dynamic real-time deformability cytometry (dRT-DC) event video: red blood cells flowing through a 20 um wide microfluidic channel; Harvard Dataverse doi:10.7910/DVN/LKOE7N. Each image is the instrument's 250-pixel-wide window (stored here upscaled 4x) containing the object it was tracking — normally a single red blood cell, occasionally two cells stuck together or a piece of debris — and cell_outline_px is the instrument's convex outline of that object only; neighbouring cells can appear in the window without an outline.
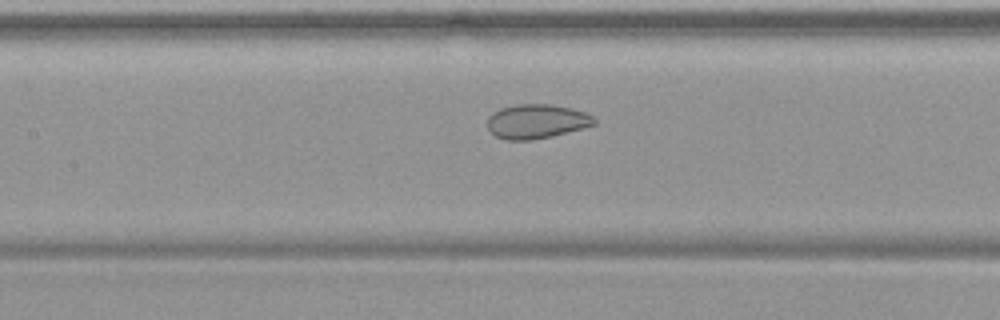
{"species": "common noctule bat (a hibernating species)", "species_latin": "Nyctalus noctula", "temperature_condition": "warm", "stored_images_in_passage": 35, "camera_frame_rate_fps": 3000, "um_per_image_px": 0.085, "animal": {"sex": "female", "body_mass_g": 19.9}, "frame": {"image": 1, "passage_image": 13, "time_ms": 4.0, "image_size_px": [1000, 320], "cell_outline_px": [[596, 124], [584, 128], [552, 136], [532, 140], [504, 140], [496, 136], [488, 128], [488, 116], [492, 112], [500, 108], [516, 104], [552, 104], [572, 108], [584, 112], [592, 116], [596, 120]], "centroid_in_image_um": [45.6, 10.31], "position_along_channel_um": 161.8, "area_um2": 21.5}}
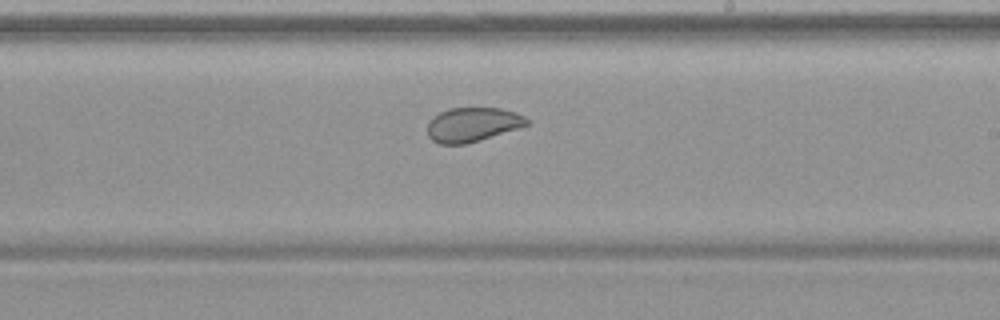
{"frame": {"image": 2, "passage_image": 20, "time_ms": 6.333, "image_size_px": [1000, 320], "cell_outline_px": [[528, 124], [520, 128], [480, 140], [464, 144], [440, 144], [432, 140], [428, 136], [428, 120], [432, 116], [448, 108], [500, 108], [516, 112], [524, 116], [528, 120]], "centroid_in_image_um": [40.15, 10.58], "position_along_channel_um": 248.8, "area_um2": 19.94}}
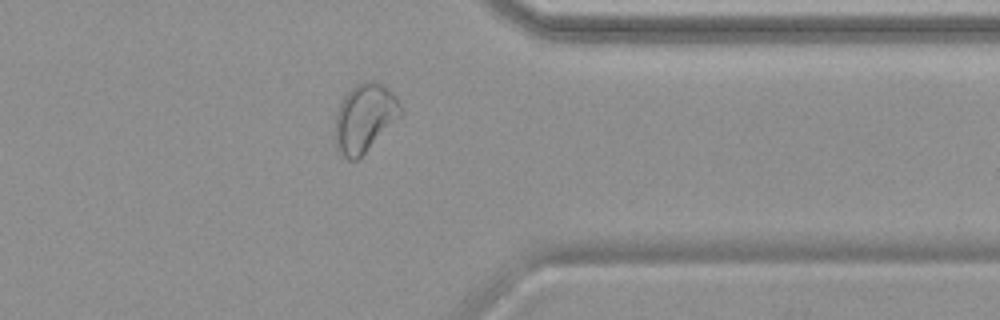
{"frame": {"image": 3, "passage_image": 31, "time_ms": 10.0, "image_size_px": [1000, 320], "cell_outline_px": [[400, 116], [356, 160], [348, 160], [336, 148], [336, 112], [344, 96], [356, 84], [364, 80], [376, 80], [392, 92], [396, 96], [400, 104]], "centroid_in_image_um": [30.98, 9.97], "position_along_channel_um": 380.4, "area_um2": 25.43}, "authors_computed_cell_mechanics": {"area_um2": 22.3686, "velocity_mm_per_s": 3.7522, "shape_relaxation_time_tau1_ms": null, "shape_relaxation_time_tau2_ms": 1.0229, "deformation_change_tau1": null, "deformation_change_tau2": 0.0619}}